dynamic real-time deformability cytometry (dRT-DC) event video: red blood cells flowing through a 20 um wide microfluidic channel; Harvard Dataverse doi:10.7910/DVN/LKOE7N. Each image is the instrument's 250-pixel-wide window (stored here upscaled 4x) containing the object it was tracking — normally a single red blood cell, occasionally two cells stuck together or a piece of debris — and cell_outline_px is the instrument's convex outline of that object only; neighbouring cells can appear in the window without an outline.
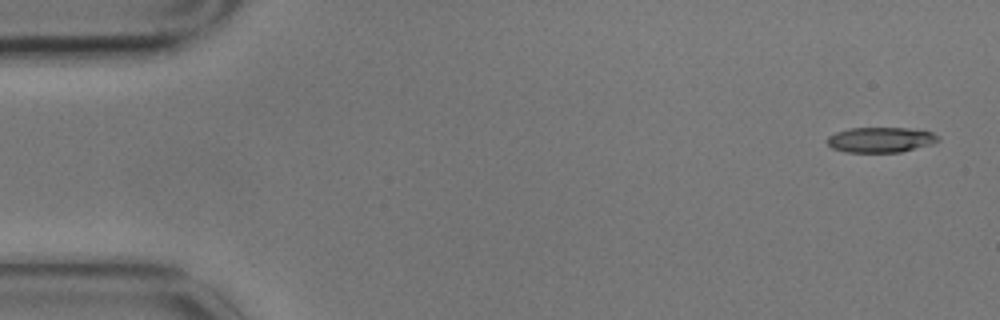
{"species": "common noctule bat (a hibernating species)", "species_latin": "Nyctalus noctula", "temperature_condition": "cold", "stored_images_in_passage": 5, "camera_frame_rate_fps": 3000, "um_per_image_px": 0.085, "animal": {"sex": "male", "body_mass_g": 17.9}, "frame": {"image": 1, "passage_image": 1, "time_ms": 0.0, "image_size_px": [1000, 320], "cell_outline_px": [[940, 140], [932, 144], [900, 152], [844, 152], [832, 148], [828, 144], [828, 136], [836, 132], [848, 128], [908, 128], [932, 132], [940, 136]], "centroid_in_image_um": [74.86, 11.88], "position_along_channel_um": 10.1, "area_um2": 16.36}}
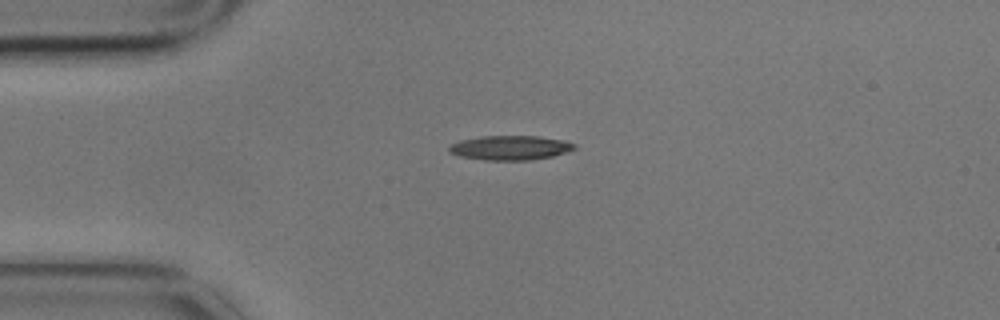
{"frame": {"image": 2, "passage_image": 4, "time_ms": 1.0, "image_size_px": [1000, 320], "cell_outline_px": [[576, 148], [568, 152], [552, 156], [532, 160], [484, 160], [460, 156], [448, 152], [448, 148], [452, 144], [460, 140], [480, 136], [540, 136], [564, 140], [576, 144]], "centroid_in_image_um": [43.39, 12.56], "position_along_channel_um": 41.6, "area_um2": 17.98}}